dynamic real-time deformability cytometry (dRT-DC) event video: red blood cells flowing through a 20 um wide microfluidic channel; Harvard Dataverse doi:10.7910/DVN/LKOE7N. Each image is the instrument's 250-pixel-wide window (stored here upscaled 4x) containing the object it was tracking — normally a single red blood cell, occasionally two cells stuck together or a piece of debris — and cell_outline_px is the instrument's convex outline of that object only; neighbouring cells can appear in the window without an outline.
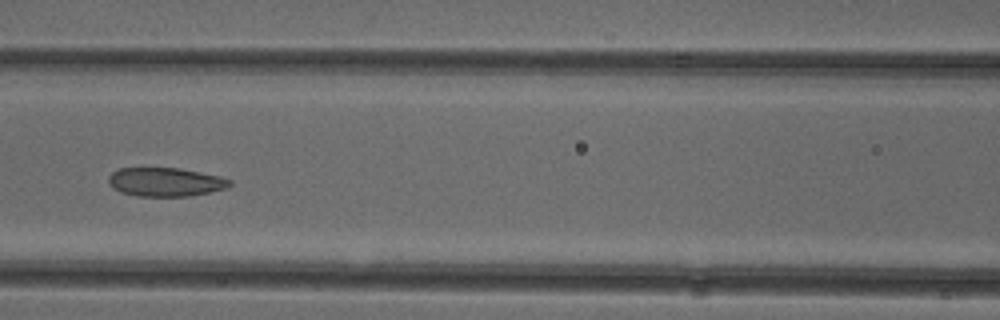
{"species": "common noctule bat (a hibernating species)", "species_latin": "Nyctalus noctula", "temperature_condition": "cold", "stored_images_in_passage": 6, "camera_frame_rate_fps": 3000, "um_per_image_px": 0.085, "animal": {"sex": "female"}, "frame": {"image": 1, "passage_image": 6, "time_ms": 7.333, "image_size_px": [1000, 320], "cell_outline_px": [[232, 184], [228, 188], [188, 196], [136, 196], [120, 192], [112, 188], [108, 180], [108, 176], [112, 172], [120, 168], [180, 168], [220, 176], [232, 180]], "centroid_in_image_um": [14.06, 15.47], "position_along_channel_um": 152.5, "area_um2": 20.4}}